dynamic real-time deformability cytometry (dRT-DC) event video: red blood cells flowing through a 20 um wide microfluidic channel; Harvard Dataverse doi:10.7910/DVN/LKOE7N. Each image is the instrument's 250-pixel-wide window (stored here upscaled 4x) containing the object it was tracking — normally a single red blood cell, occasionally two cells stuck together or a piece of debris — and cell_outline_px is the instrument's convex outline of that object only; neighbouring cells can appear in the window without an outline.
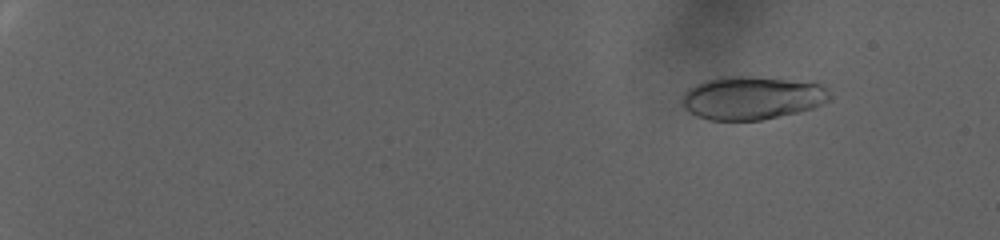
{"species": "human", "species_latin": "Homo sapiens", "temperature_condition": "warm", "stored_images_in_passage": 67, "camera_frame_rate_fps": 3000, "um_per_image_px": 0.085, "donor": {"sex": "female"}, "frame": {"image": 1, "passage_image": 13, "time_ms": 4.0, "image_size_px": [1000, 240], "cell_outline_px": [[832, 96], [828, 100], [812, 108], [796, 112], [760, 120], [708, 120], [696, 116], [688, 112], [680, 104], [680, 96], [688, 88], [704, 80], [720, 76], [748, 76], [820, 84]], "centroid_in_image_um": [63.79, 8.33], "position_along_channel_um": 21.2, "area_um2": 37.05}}
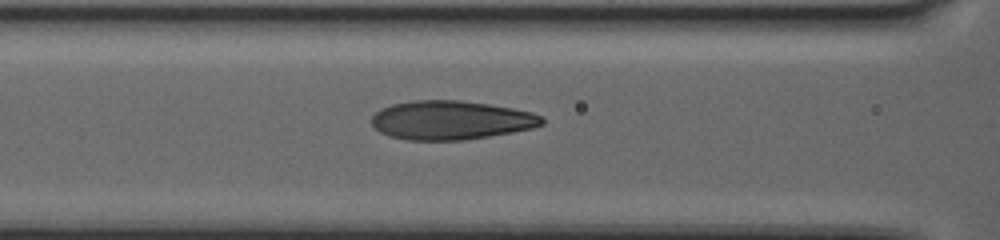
{"frame": {"image": 2, "passage_image": 49, "time_ms": 16.0, "image_size_px": [1000, 240], "cell_outline_px": [[544, 124], [532, 128], [512, 132], [464, 140], [404, 140], [388, 136], [380, 132], [372, 124], [372, 116], [380, 108], [392, 104], [412, 100], [460, 100], [488, 104], [512, 108], [532, 112], [540, 116], [544, 120]], "centroid_in_image_um": [38.3, 10.21], "position_along_channel_um": 128.3, "area_um2": 38.67}}
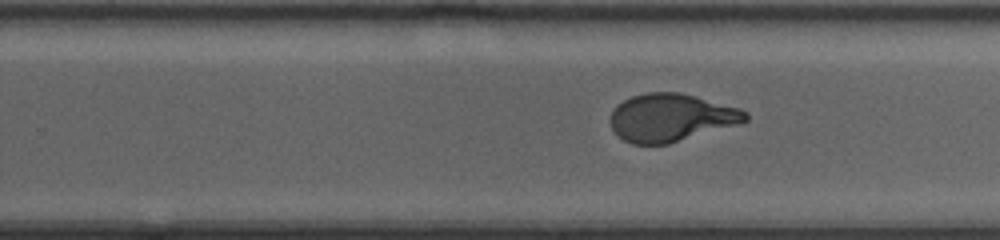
{"frame": {"image": 3, "passage_image": 67, "time_ms": 22.0, "image_size_px": [1000, 240], "cell_outline_px": [[748, 120], [740, 124], [668, 144], [632, 144], [624, 140], [612, 128], [612, 112], [624, 100], [632, 96], [648, 92], [680, 92], [696, 96], [740, 108], [748, 112]], "centroid_in_image_um": [57.1, 9.99], "position_along_channel_um": 272.7, "area_um2": 37.4}}